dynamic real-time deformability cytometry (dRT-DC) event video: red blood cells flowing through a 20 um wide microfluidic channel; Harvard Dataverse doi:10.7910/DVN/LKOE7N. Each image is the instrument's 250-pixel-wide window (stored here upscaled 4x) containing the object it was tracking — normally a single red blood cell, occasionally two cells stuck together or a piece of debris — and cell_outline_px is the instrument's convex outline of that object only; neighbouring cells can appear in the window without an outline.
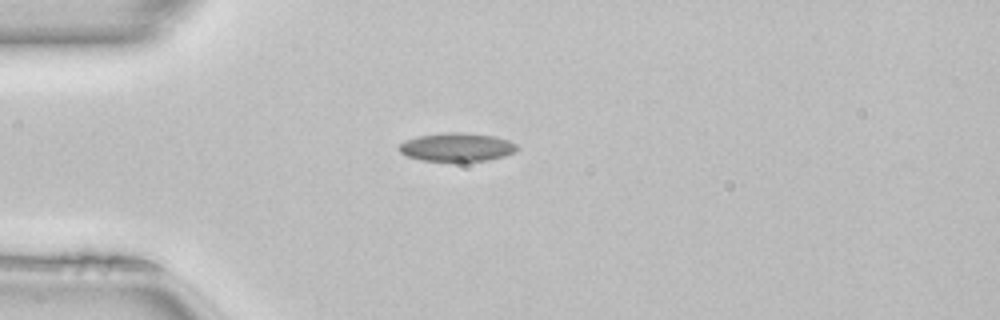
{"species": "common noctule bat (a hibernating species)", "species_latin": "Nyctalus noctula", "temperature_condition": "room temperature", "stored_images_in_passage": 38, "camera_frame_rate_fps": 3000, "um_per_image_px": 0.085, "animal": {"sex": "female", "body_mass_g": 22.7, "forearm_length_mm": 54.2}, "frame": {"image": 1, "passage_image": 1, "time_ms": 0.0, "image_size_px": [1000, 320], "cell_outline_px": [[520, 148], [504, 156], [488, 160], [420, 160], [408, 156], [400, 152], [400, 144], [404, 140], [416, 136], [444, 132], [468, 132], [496, 136], [508, 140], [516, 144]], "centroid_in_image_um": [38.84, 12.47], "position_along_channel_um": 46.2, "area_um2": 19.48}}
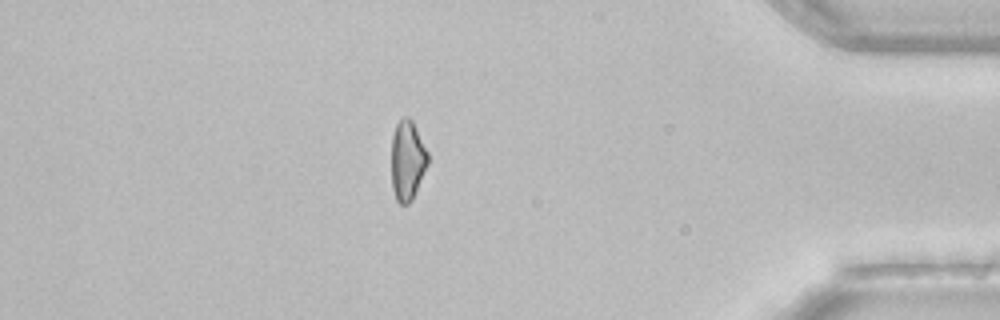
{"frame": {"image": 2, "passage_image": 31, "time_ms": 10.0, "image_size_px": [1000, 320], "cell_outline_px": [[428, 164], [412, 200], [408, 204], [400, 204], [396, 200], [392, 188], [392, 136], [396, 124], [404, 116], [408, 116], [412, 120], [428, 152]], "centroid_in_image_um": [34.63, 13.63], "position_along_channel_um": 400.6, "area_um2": 16.94}}
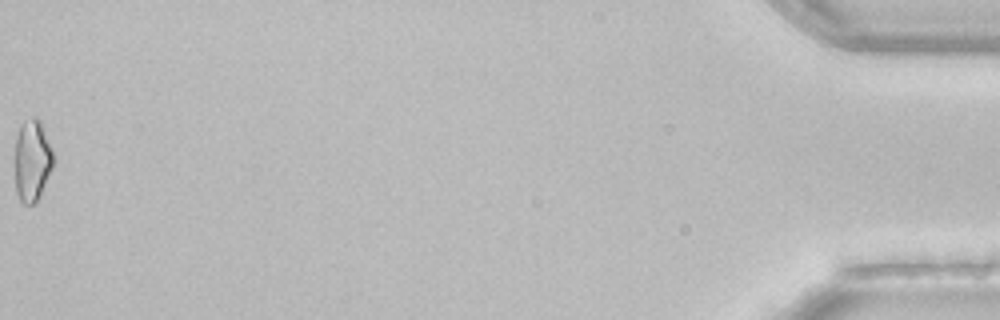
{"frame": {"image": 3, "passage_image": 38, "time_ms": 12.333, "image_size_px": [1000, 320], "cell_outline_px": [[52, 168], [40, 196], [32, 204], [24, 204], [20, 200], [16, 192], [12, 160], [16, 136], [20, 124], [24, 120], [32, 116], [36, 116], [40, 120], [52, 148]], "centroid_in_image_um": [2.67, 13.61], "position_along_channel_um": 432.5, "area_um2": 18.96}, "authors_computed_cell_mechanics": {"area_um2": 18.1781, "velocity_mm_per_s": 4.1146, "shape_relaxation_time_tau1_ms": null, "shape_relaxation_time_tau2_ms": 9.2331, "deformation_change_tau1": null, "deformation_change_tau2": 0.1533}}